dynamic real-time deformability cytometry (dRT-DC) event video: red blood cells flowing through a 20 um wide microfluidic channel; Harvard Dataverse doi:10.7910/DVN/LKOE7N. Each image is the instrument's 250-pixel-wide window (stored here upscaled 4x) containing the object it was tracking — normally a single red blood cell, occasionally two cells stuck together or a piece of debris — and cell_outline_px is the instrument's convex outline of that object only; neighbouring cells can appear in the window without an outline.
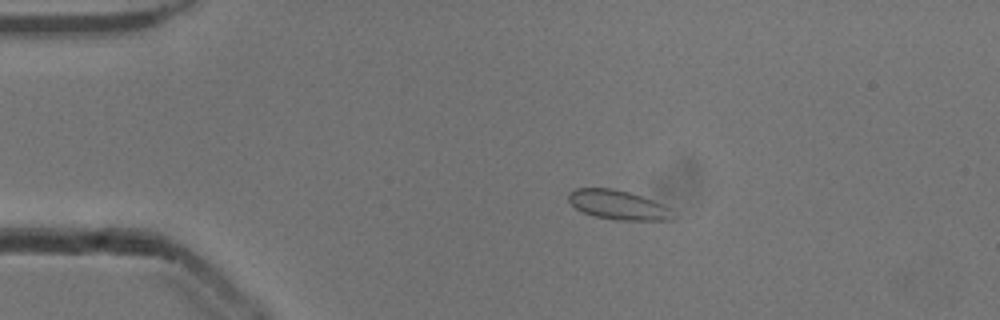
{"species": "common noctule bat (a hibernating species)", "species_latin": "Nyctalus noctula", "temperature_condition": "cold", "stored_images_in_passage": 49, "camera_frame_rate_fps": 3000, "um_per_image_px": 0.085, "animal": {"sex": "male", "body_mass_g": 13.3}, "frame": {"image": 1, "passage_image": 7, "time_ms": 2.0, "image_size_px": [1000, 320], "cell_outline_px": [[672, 220], [616, 220], [596, 216], [584, 212], [576, 208], [568, 200], [568, 192], [576, 188], [612, 188], [628, 192], [664, 204], [668, 208], [672, 216]], "centroid_in_image_um": [52.5, 17.41], "position_along_channel_um": 32.5, "area_um2": 17.57}}
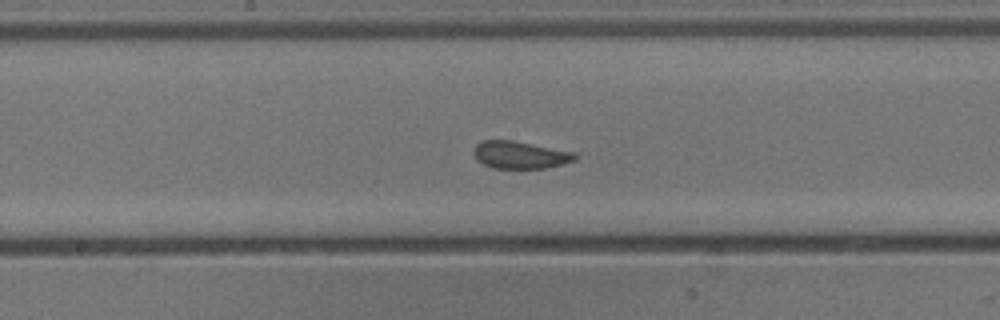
{"frame": {"image": 2, "passage_image": 24, "time_ms": 7.667, "image_size_px": [1000, 320], "cell_outline_px": [[576, 160], [548, 168], [492, 168], [484, 164], [476, 156], [476, 144], [484, 140], [512, 140], [576, 152]], "centroid_in_image_um": [44.28, 13.17], "position_along_channel_um": 203.9, "area_um2": 15.95}}
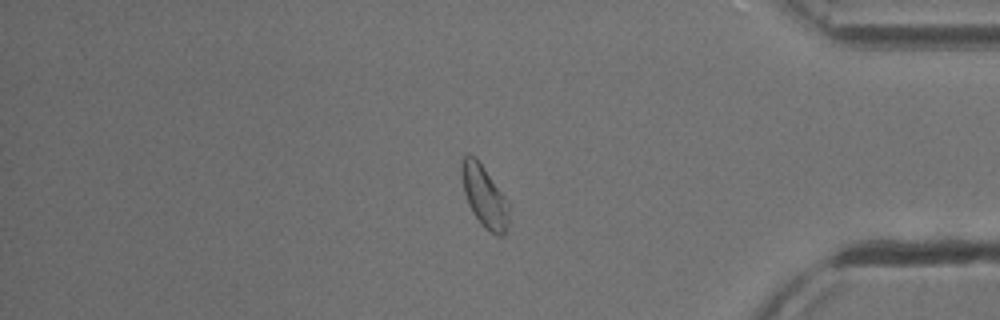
{"frame": {"image": 3, "passage_image": 41, "time_ms": 13.333, "image_size_px": [1000, 320], "cell_outline_px": [[508, 224], [504, 236], [496, 236], [484, 228], [480, 224], [472, 212], [468, 204], [464, 192], [460, 172], [460, 164], [464, 156], [468, 152], [484, 168], [504, 196], [508, 204]], "centroid_in_image_um": [41.14, 16.73], "position_along_channel_um": 394.1, "area_um2": 16.88}, "authors_computed_cell_mechanics": {"area_um2": 16.762, "velocity_mm_per_s": 3.8692, "shape_relaxation_time_tau1_ms": 3.3588, "shape_relaxation_time_tau2_ms": null, "deformation_change_tau1": 0.0766, "deformation_change_tau2": null}}